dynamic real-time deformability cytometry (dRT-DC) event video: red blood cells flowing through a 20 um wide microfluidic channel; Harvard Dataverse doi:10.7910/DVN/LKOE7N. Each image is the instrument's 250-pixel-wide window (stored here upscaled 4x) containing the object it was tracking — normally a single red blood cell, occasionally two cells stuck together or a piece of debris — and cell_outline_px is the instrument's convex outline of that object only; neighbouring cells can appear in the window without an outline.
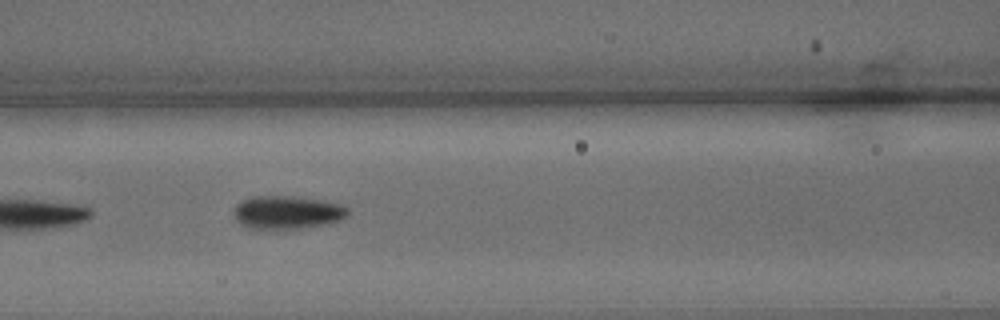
{"species": "common noctule bat (a hibernating species)", "species_latin": "Nyctalus noctula", "temperature_condition": "warm", "stored_images_in_passage": 21, "camera_frame_rate_fps": 3000, "um_per_image_px": 0.085, "animal": {"sex": "male", "body_mass_g": 15.6}, "frame": {"image": 1, "passage_image": 7, "time_ms": 2.0, "image_size_px": [1000, 320], "cell_outline_px": [[348, 212], [340, 220], [320, 224], [296, 228], [248, 228], [240, 224], [236, 220], [236, 204], [240, 200], [256, 196], [284, 196], [320, 200], [344, 204], [348, 208]], "centroid_in_image_um": [24.39, 18.03], "position_along_channel_um": 142.2, "area_um2": 21.44}}
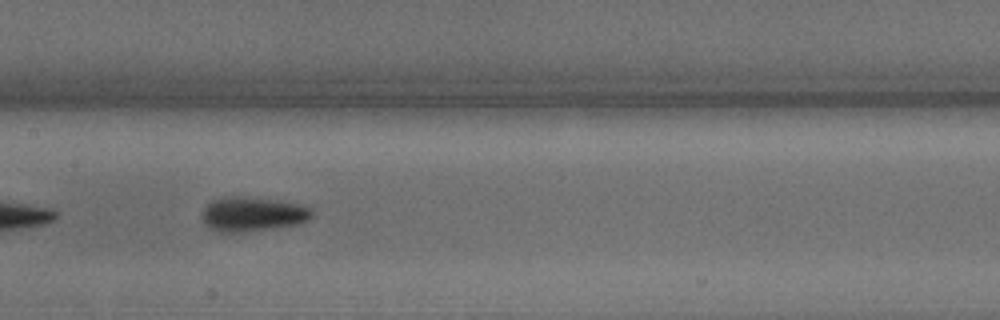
{"frame": {"image": 2, "passage_image": 10, "time_ms": 3.0, "image_size_px": [1000, 320], "cell_outline_px": [[312, 216], [308, 220], [296, 224], [268, 228], [236, 232], [220, 232], [208, 228], [204, 224], [200, 216], [204, 208], [212, 200], [220, 196], [244, 196], [280, 200], [304, 204], [312, 212]], "centroid_in_image_um": [21.41, 18.17], "position_along_channel_um": 186.0, "area_um2": 22.2}}